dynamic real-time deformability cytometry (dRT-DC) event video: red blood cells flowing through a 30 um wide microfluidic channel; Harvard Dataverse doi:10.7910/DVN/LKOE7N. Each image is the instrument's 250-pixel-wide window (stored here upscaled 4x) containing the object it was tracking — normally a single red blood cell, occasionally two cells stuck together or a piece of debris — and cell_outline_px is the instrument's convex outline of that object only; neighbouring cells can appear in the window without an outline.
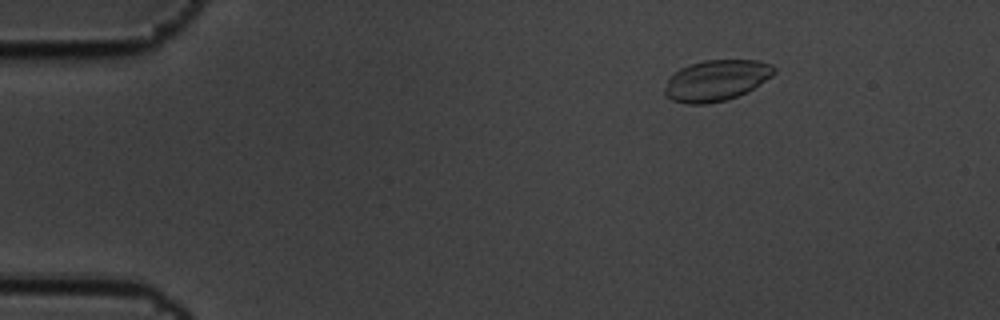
{"species": "common noctule bat (a hibernating species)", "species_latin": "Nyctalus noctula", "temperature_condition": "cold", "stored_images_in_passage": 5, "camera_frame_rate_fps": 3000, "um_per_image_px": 0.085, "animal": {"sex": "male", "body_mass_g": 19.5, "forearm_length_mm": 54.6}, "frame": {"image": 1, "passage_image": 1, "time_ms": 0.0, "image_size_px": [1000, 320], "cell_outline_px": [[776, 72], [772, 76], [748, 92], [724, 100], [708, 104], [688, 104], [672, 100], [664, 96], [664, 88], [668, 76], [680, 68], [704, 60], [756, 60], [772, 64], [776, 68]], "centroid_in_image_um": [60.87, 6.84], "position_along_channel_um": 24.1, "area_um2": 26.3}}
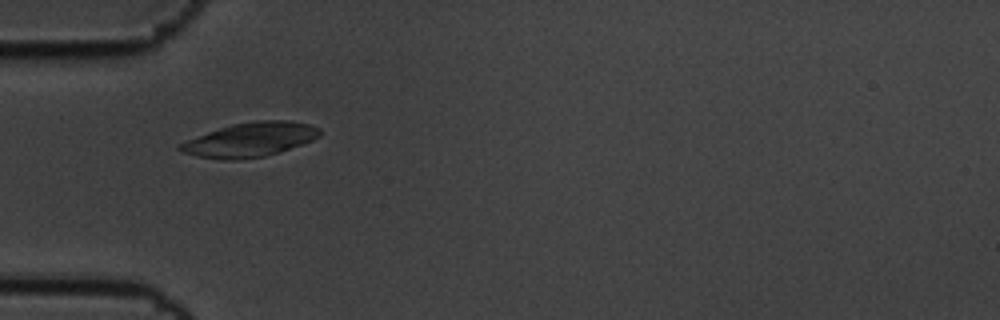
{"frame": {"image": 2, "passage_image": 4, "time_ms": 1.0, "image_size_px": [1000, 320], "cell_outline_px": [[320, 136], [312, 140], [280, 152], [264, 156], [236, 160], [220, 160], [196, 156], [184, 152], [176, 148], [176, 144], [208, 132], [232, 124], [256, 120], [288, 120], [308, 124], [320, 128]], "centroid_in_image_um": [21.23, 11.87], "position_along_channel_um": 63.8, "area_um2": 27.86}}
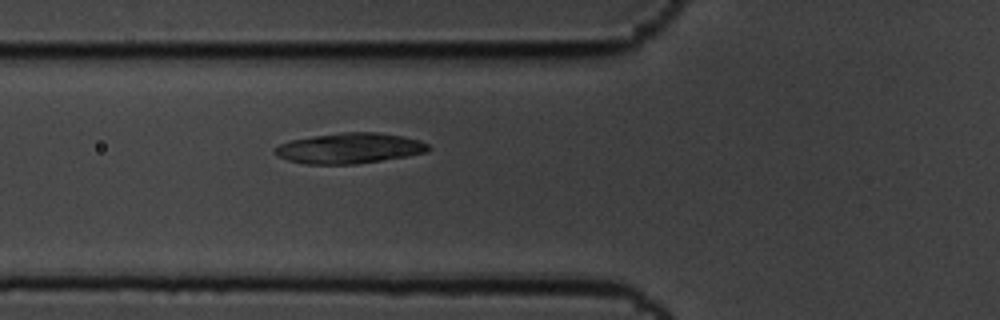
{"frame": {"image": 3, "passage_image": 5, "time_ms": 1.333, "image_size_px": [1000, 320], "cell_outline_px": [[432, 148], [428, 152], [408, 156], [356, 164], [304, 164], [288, 160], [272, 152], [280, 144], [292, 140], [340, 132], [376, 132], [404, 136], [420, 140], [428, 144]], "centroid_in_image_um": [29.77, 12.6], "position_along_channel_um": 96.0, "area_um2": 27.22}}